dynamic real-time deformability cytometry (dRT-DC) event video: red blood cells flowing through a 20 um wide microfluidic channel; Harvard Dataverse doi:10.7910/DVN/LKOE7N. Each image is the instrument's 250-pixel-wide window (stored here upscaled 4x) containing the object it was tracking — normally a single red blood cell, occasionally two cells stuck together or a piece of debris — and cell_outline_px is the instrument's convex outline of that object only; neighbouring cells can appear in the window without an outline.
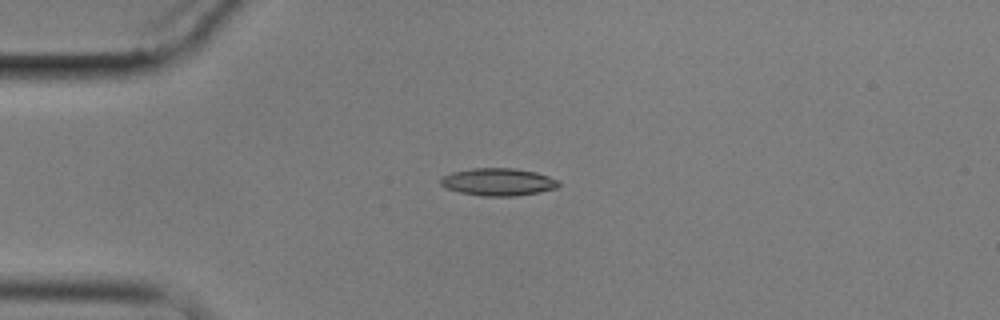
{"species": "common noctule bat (a hibernating species)", "species_latin": "Nyctalus noctula", "temperature_condition": "cold", "stored_images_in_passage": 5, "camera_frame_rate_fps": 3000, "um_per_image_px": 0.085, "animal": {"sex": "male", "body_mass_g": 17.9}, "frame": {"image": 1, "passage_image": 5, "time_ms": 4.667, "image_size_px": [1000, 320], "cell_outline_px": [[560, 184], [556, 188], [540, 192], [516, 196], [480, 196], [460, 192], [448, 188], [440, 184], [440, 180], [444, 176], [452, 172], [472, 168], [516, 168], [536, 172], [560, 180]], "centroid_in_image_um": [42.38, 15.46], "position_along_channel_um": 42.6, "area_um2": 18.96}}